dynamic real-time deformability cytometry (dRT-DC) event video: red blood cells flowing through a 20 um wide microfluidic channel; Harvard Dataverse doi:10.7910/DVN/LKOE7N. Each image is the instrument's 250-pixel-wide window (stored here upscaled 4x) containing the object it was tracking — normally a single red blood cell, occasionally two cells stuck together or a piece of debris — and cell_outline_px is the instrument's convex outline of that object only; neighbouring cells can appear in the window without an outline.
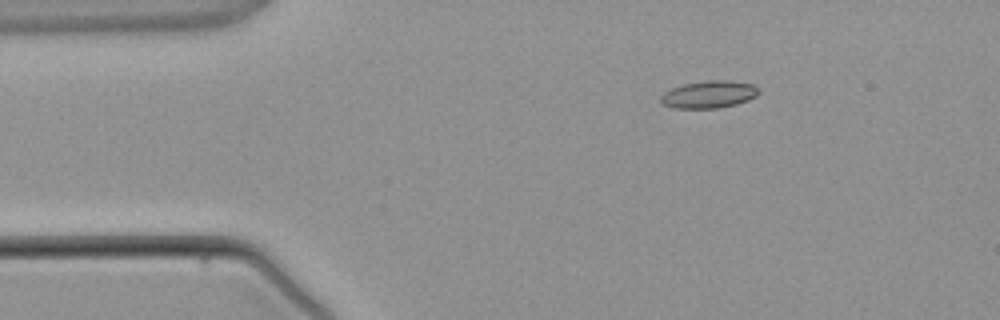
{"species": "common noctule bat (a hibernating species)", "species_latin": "Nyctalus noctula", "temperature_condition": "warm", "stored_images_in_passage": 3, "camera_frame_rate_fps": 3000, "um_per_image_px": 0.085, "animal": {"sex": "male", "body_mass_g": 21.5, "forearm_length_mm": 52.0}, "frame": {"image": 1, "passage_image": 2, "time_ms": 1.333, "image_size_px": [1000, 320], "cell_outline_px": [[760, 92], [756, 96], [748, 100], [736, 104], [716, 108], [676, 108], [664, 104], [660, 100], [660, 96], [664, 92], [672, 88], [684, 84], [708, 80], [728, 80], [752, 84], [760, 88]], "centroid_in_image_um": [60.29, 8.02], "position_along_channel_um": 24.7, "area_um2": 15.55}}